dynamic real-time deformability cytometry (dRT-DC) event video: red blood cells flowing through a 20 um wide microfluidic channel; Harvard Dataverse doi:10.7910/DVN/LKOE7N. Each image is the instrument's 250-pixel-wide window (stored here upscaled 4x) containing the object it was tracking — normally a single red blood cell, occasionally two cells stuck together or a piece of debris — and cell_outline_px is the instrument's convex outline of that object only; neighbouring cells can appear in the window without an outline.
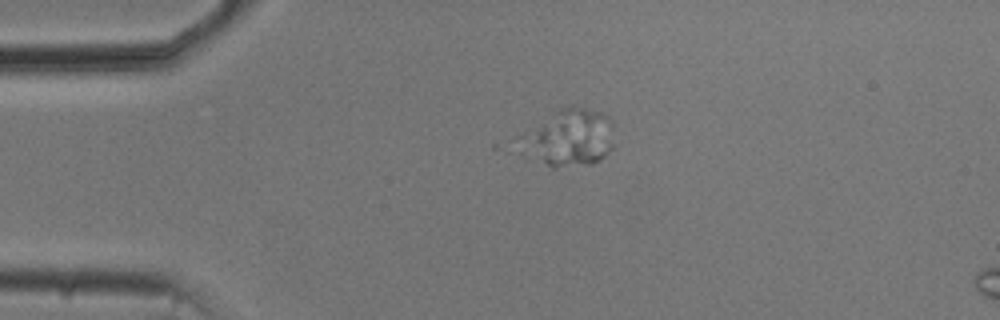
{"species": "common noctule bat (a hibernating species)", "species_latin": "Nyctalus noctula", "temperature_condition": "cold", "stored_images_in_passage": 13, "camera_frame_rate_fps": 3000, "um_per_image_px": 0.085, "animal": {"sex": "male", "body_mass_g": 20.5, "forearm_length_mm": 52.5}, "frame": {"image": 1, "passage_image": 13, "time_ms": 4.0, "image_size_px": [1000, 320], "cell_outline_px": [[612, 148], [600, 160], [592, 164], [556, 168], [552, 168], [536, 156], [524, 140], [524, 136], [560, 108], [572, 104], [604, 112], [612, 120]], "centroid_in_image_um": [48.61, 11.67], "position_along_channel_um": 36.4, "area_um2": 29.71}}